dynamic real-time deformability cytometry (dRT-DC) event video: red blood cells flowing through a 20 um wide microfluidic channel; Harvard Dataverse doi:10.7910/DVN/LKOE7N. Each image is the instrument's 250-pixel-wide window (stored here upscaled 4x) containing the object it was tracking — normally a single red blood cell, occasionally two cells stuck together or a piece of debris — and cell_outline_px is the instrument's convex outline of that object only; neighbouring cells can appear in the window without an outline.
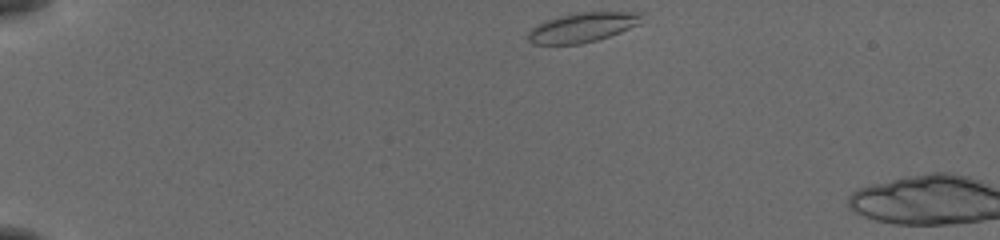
{"species": "common noctule bat (a hibernating species)", "species_latin": "Nyctalus noctula", "temperature_condition": "cold", "stored_images_in_passage": 3, "camera_frame_rate_fps": 3000, "um_per_image_px": 0.085, "animal": {"sex": "female", "body_mass_g": 19.5, "forearm_length_mm": 54.1}, "frame": {"image": 1, "passage_image": 1, "time_ms": 0.0, "image_size_px": [1000, 240], "cell_outline_px": [[644, 12], [640, 24], [620, 32], [596, 40], [580, 44], [532, 44], [528, 40], [528, 32], [536, 24], [544, 20], [560, 16], [580, 12]], "centroid_in_image_um": [49.51, 2.32], "position_along_channel_um": 35.5, "area_um2": 19.59}}